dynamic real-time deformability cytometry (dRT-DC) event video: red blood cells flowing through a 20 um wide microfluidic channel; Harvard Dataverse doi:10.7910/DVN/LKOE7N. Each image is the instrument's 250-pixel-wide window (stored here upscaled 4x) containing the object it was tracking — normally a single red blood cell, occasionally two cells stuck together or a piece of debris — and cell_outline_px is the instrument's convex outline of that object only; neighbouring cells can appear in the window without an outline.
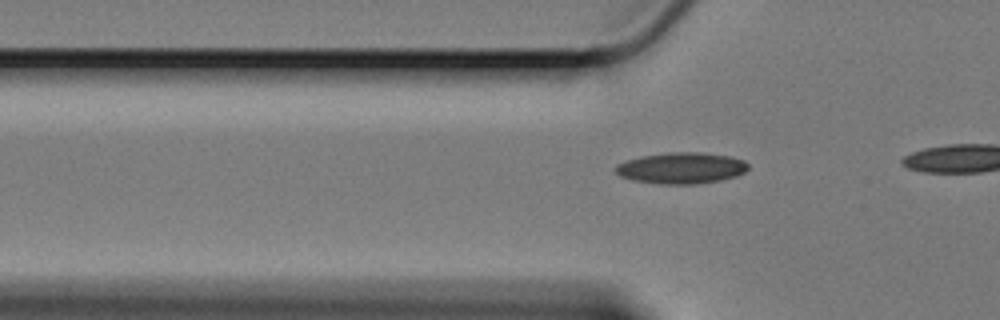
{"species": "Egyptian fruit bat (a non-hibernating species)", "species_latin": "Rousettus aegyptiacus", "temperature_condition": "cold", "stored_images_in_passage": 19, "camera_frame_rate_fps": 3000, "um_per_image_px": 0.085, "animal": {"sex": "female"}, "frame": {"image": 1, "passage_image": 12, "time_ms": 3.667, "image_size_px": [1000, 320], "cell_outline_px": [[748, 168], [744, 172], [736, 176], [720, 180], [696, 184], [660, 184], [632, 180], [620, 176], [612, 168], [616, 164], [640, 156], [664, 152], [700, 152], [728, 156], [744, 160], [748, 164]], "centroid_in_image_um": [57.87, 14.28], "position_along_channel_um": 67.9, "area_um2": 24.28}}
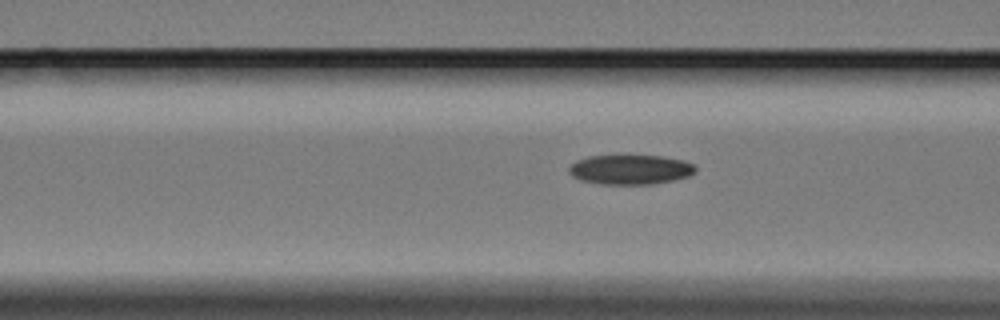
{"frame": {"image": 2, "passage_image": 16, "time_ms": 5.0, "image_size_px": [1000, 320], "cell_outline_px": [[696, 172], [688, 176], [672, 180], [652, 184], [604, 184], [580, 180], [572, 176], [568, 172], [568, 168], [576, 160], [588, 156], [660, 156], [684, 160], [692, 164], [696, 168]], "centroid_in_image_um": [53.56, 14.41], "position_along_channel_um": 113.0, "area_um2": 21.73}}